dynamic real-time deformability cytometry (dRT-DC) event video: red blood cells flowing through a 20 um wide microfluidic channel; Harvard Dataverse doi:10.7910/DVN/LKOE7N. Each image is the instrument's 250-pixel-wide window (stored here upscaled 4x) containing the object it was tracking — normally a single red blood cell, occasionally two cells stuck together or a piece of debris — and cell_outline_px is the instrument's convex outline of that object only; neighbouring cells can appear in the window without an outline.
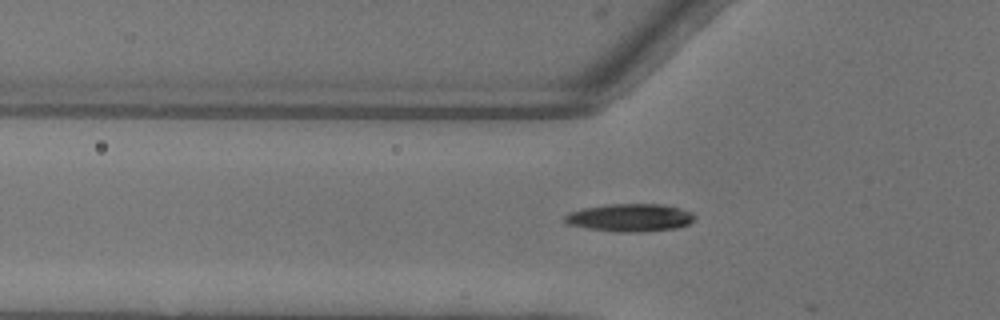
{"species": "common noctule bat (a hibernating species)", "species_latin": "Nyctalus noctula", "temperature_condition": "warm", "stored_images_in_passage": 33, "camera_frame_rate_fps": 3000, "um_per_image_px": 0.085, "animal": {"sex": "female"}, "frame": {"image": 1, "passage_image": 13, "time_ms": 4.0, "image_size_px": [1000, 320], "cell_outline_px": [[696, 216], [688, 224], [676, 228], [644, 232], [620, 232], [588, 228], [568, 224], [564, 220], [564, 216], [568, 212], [584, 208], [608, 204], [664, 204], [680, 208], [692, 212]], "centroid_in_image_um": [53.56, 18.49], "position_along_channel_um": 72.2, "area_um2": 21.04}}
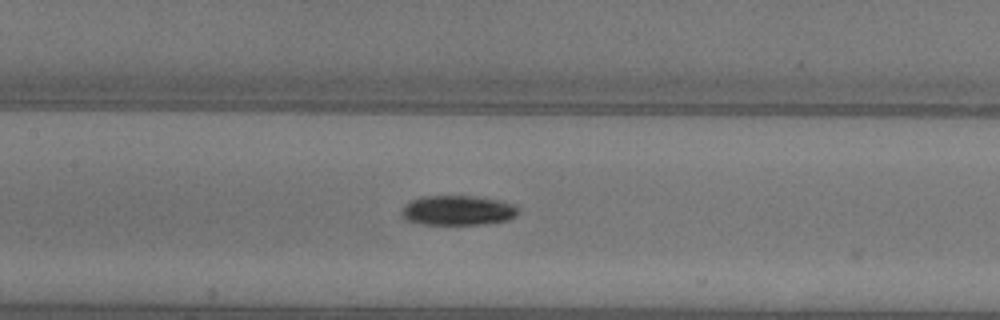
{"frame": {"image": 2, "passage_image": 20, "time_ms": 6.333, "image_size_px": [1000, 320], "cell_outline_px": [[520, 212], [516, 216], [508, 220], [484, 224], [424, 224], [408, 220], [400, 212], [404, 204], [408, 200], [420, 196], [476, 196], [500, 200], [516, 204]], "centroid_in_image_um": [38.94, 17.86], "position_along_channel_um": 168.5, "area_um2": 20.52}}
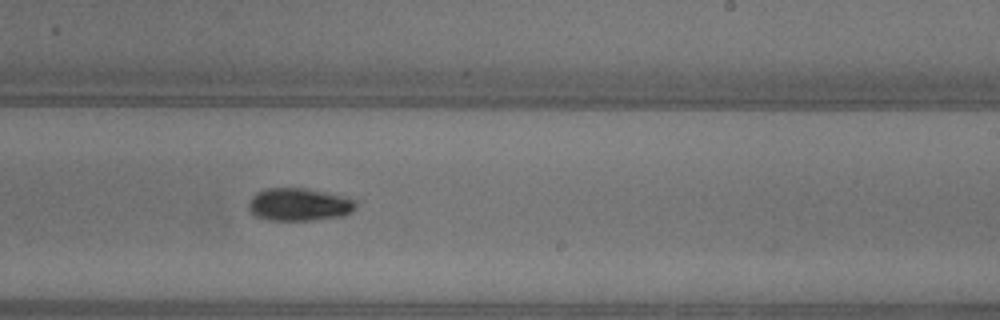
{"frame": {"image": 3, "passage_image": 27, "time_ms": 8.667, "image_size_px": [1000, 320], "cell_outline_px": [[356, 208], [352, 212], [344, 216], [312, 220], [268, 220], [256, 216], [248, 208], [248, 204], [252, 196], [256, 192], [264, 188], [304, 188], [340, 196], [356, 200]], "centroid_in_image_um": [25.4, 17.39], "position_along_channel_um": 263.6, "area_um2": 20.4}}